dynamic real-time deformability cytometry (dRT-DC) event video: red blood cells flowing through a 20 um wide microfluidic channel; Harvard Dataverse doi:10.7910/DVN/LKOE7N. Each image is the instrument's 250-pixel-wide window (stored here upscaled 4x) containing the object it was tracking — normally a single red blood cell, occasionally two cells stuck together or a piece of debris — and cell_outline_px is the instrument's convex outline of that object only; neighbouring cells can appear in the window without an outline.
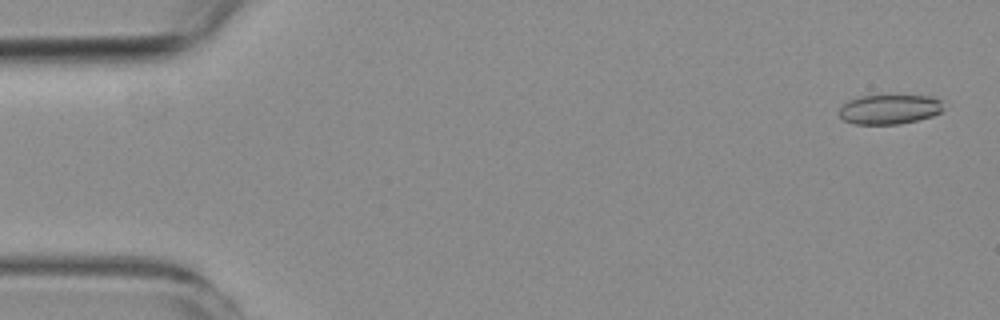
{"species": "common noctule bat (a hibernating species)", "species_latin": "Nyctalus noctula", "temperature_condition": "room temperature", "stored_images_in_passage": 5, "camera_frame_rate_fps": 3000, "um_per_image_px": 0.085, "animal": {"sex": "female", "body_mass_g": 19.3, "forearm_length_mm": 54.1}, "frame": {"image": 1, "passage_image": 1, "time_ms": 0.0, "image_size_px": [1000, 320], "cell_outline_px": [[940, 112], [932, 116], [900, 124], [856, 124], [844, 120], [840, 116], [840, 108], [848, 100], [860, 96], [932, 96], [940, 100]], "centroid_in_image_um": [75.57, 9.29], "position_along_channel_um": 9.4, "area_um2": 17.63}}